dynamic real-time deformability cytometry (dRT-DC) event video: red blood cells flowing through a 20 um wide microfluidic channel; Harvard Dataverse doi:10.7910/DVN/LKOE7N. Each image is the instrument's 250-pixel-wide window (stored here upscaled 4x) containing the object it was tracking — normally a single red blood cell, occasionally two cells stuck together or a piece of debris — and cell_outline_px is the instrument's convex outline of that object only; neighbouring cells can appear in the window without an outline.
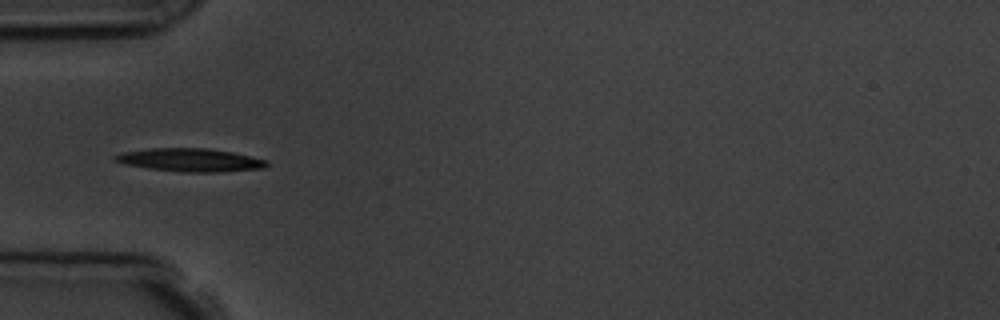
{"species": "common noctule bat (a hibernating species)", "species_latin": "Nyctalus noctula", "temperature_condition": "room temperature", "stored_images_in_passage": 6, "camera_frame_rate_fps": 3000, "um_per_image_px": 0.085, "animal": {"sex": "male", "body_mass_g": 19.5, "forearm_length_mm": 54.6}, "frame": {"image": 1, "passage_image": 3, "time_ms": 3.333, "image_size_px": [1000, 320], "cell_outline_px": [[268, 164], [264, 168], [216, 172], [180, 172], [148, 168], [124, 164], [112, 160], [112, 156], [124, 152], [148, 148], [208, 148], [232, 152], [268, 160]], "centroid_in_image_um": [16.14, 13.6], "position_along_channel_um": 68.9, "area_um2": 20.52}}